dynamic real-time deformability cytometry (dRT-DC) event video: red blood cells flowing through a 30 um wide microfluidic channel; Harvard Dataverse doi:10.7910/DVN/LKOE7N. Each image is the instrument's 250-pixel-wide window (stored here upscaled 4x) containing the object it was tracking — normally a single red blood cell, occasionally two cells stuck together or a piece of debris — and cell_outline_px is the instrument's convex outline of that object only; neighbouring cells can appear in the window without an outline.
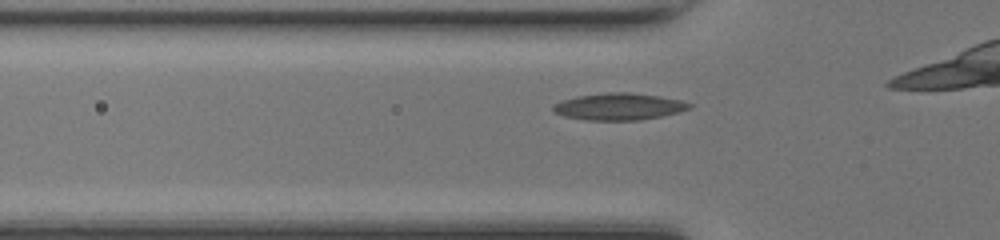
{"species": "common noctule bat (a hibernating species)", "species_latin": "Nyctalus noctula", "temperature_condition": "room temperature", "stored_images_in_passage": 8, "camera_frame_rate_fps": 3000, "um_per_image_px": 0.085, "animal": {"sex": "female", "body_mass_g": 17.0, "forearm_length_mm": 48.0}, "frame": {"image": 1, "passage_image": 3, "time_ms": 0.667, "image_size_px": [1000, 240], "cell_outline_px": [[692, 108], [680, 112], [640, 120], [588, 120], [564, 116], [556, 112], [552, 108], [552, 104], [560, 100], [576, 96], [608, 92], [632, 92], [660, 96], [680, 100], [692, 104]], "centroid_in_image_um": [52.61, 9.05], "position_along_channel_um": 73.2, "area_um2": 21.44}}
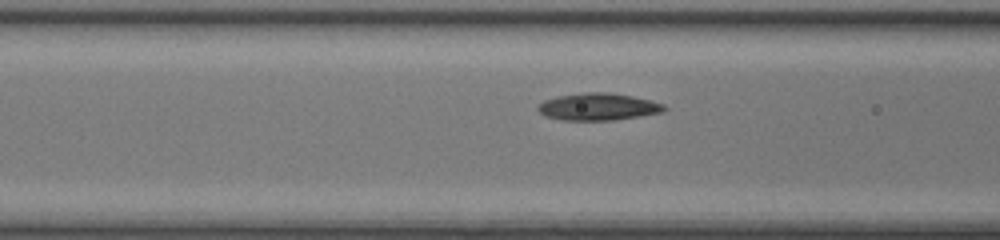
{"frame": {"image": 2, "passage_image": 6, "time_ms": 1.667, "image_size_px": [1000, 240], "cell_outline_px": [[668, 108], [664, 112], [616, 120], [560, 120], [544, 116], [536, 108], [544, 100], [556, 96], [588, 92], [608, 92], [632, 96], [652, 100], [664, 104]], "centroid_in_image_um": [50.87, 9.08], "position_along_channel_um": 115.7, "area_um2": 20.17}}